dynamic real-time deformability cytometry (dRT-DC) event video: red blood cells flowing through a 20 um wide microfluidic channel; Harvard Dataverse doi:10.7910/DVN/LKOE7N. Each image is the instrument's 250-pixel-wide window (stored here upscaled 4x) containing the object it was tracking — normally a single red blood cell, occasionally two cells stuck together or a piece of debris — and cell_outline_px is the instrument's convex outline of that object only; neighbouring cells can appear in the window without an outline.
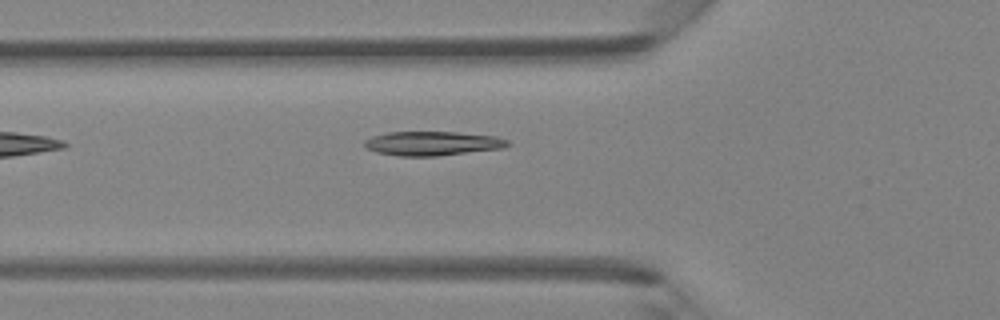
{"species": "Egyptian fruit bat (a non-hibernating species)", "species_latin": "Rousettus aegyptiacus", "temperature_condition": "room temperature", "stored_images_in_passage": 5, "camera_frame_rate_fps": 3000, "um_per_image_px": 0.085, "animal": {"sex": "female"}, "frame": {"image": 1, "passage_image": 5, "time_ms": 4.667, "image_size_px": [1000, 320], "cell_outline_px": [[512, 144], [504, 148], [436, 156], [400, 156], [376, 152], [368, 148], [364, 144], [364, 140], [372, 136], [388, 132], [456, 132], [496, 136], [508, 140]], "centroid_in_image_um": [36.79, 12.19], "position_along_channel_um": 89.0, "area_um2": 20.17}}